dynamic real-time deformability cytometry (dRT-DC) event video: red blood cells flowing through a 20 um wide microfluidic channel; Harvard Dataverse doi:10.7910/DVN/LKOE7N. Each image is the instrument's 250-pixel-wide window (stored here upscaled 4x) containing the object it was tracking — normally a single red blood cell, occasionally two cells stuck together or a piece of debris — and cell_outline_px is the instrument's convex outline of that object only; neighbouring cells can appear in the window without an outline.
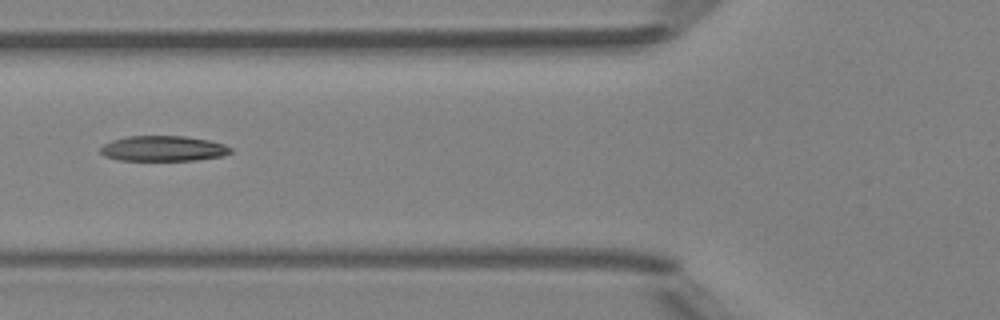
{"species": "Egyptian fruit bat (a non-hibernating species)", "species_latin": "Rousettus aegyptiacus", "temperature_condition": "room temperature", "stored_images_in_passage": 4, "camera_frame_rate_fps": 3000, "um_per_image_px": 0.085, "animal": {"sex": "female"}, "frame": {"image": 1, "passage_image": 4, "time_ms": 3.667, "image_size_px": [1000, 320], "cell_outline_px": [[232, 152], [224, 156], [196, 160], [120, 160], [104, 156], [100, 152], [100, 148], [104, 144], [112, 140], [128, 136], [184, 136], [208, 140], [224, 144], [232, 148]], "centroid_in_image_um": [13.89, 12.62], "position_along_channel_um": 111.9, "area_um2": 19.25}}